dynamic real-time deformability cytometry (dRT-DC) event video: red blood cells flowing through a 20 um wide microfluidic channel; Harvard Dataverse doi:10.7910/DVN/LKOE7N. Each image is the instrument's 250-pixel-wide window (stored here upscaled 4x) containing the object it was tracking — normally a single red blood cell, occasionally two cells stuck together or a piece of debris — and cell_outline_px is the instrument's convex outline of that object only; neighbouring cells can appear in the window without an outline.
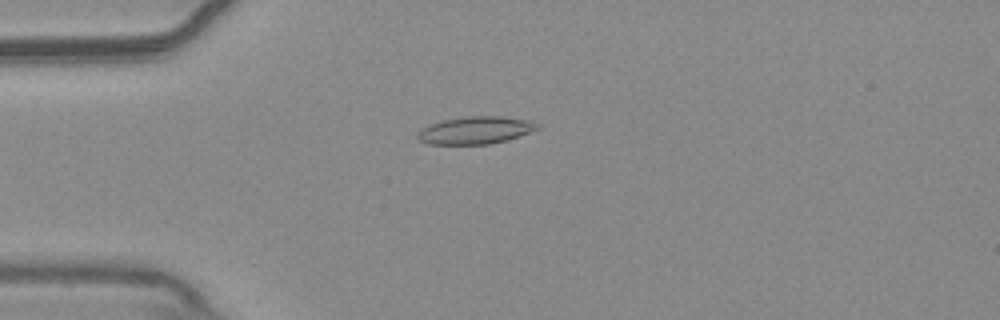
{"species": "common noctule bat (a hibernating species)", "species_latin": "Nyctalus noctula", "temperature_condition": "warm", "stored_images_in_passage": 47, "camera_frame_rate_fps": 3000, "um_per_image_px": 0.085, "animal": {"sex": "male", "body_mass_g": 20.4}, "frame": {"image": 1, "passage_image": 7, "time_ms": 2.0, "image_size_px": [1000, 320], "cell_outline_px": [[540, 128], [508, 140], [488, 144], [428, 144], [420, 140], [416, 136], [416, 132], [420, 128], [444, 120], [468, 116], [500, 116], [524, 120], [540, 124]], "centroid_in_image_um": [40.38, 11.08], "position_along_channel_um": 44.6, "area_um2": 19.02}}
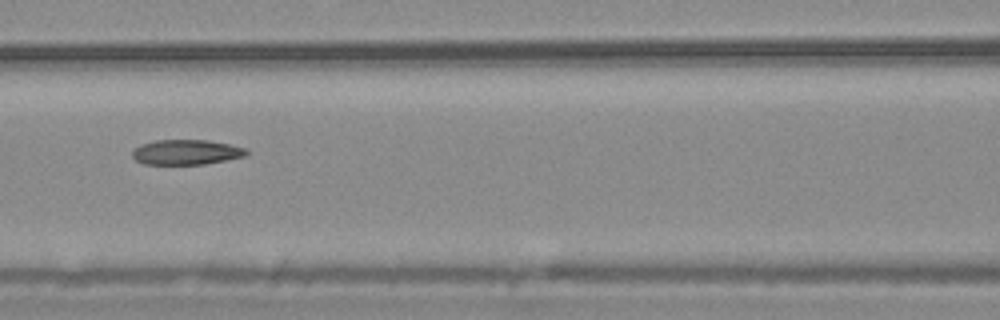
{"frame": {"image": 2, "passage_image": 17, "time_ms": 5.333, "image_size_px": [1000, 320], "cell_outline_px": [[248, 152], [244, 156], [204, 164], [144, 164], [136, 160], [132, 156], [132, 152], [140, 144], [156, 140], [208, 140], [228, 144], [244, 148]], "centroid_in_image_um": [15.79, 12.93], "position_along_channel_um": 150.8, "area_um2": 16.42}}
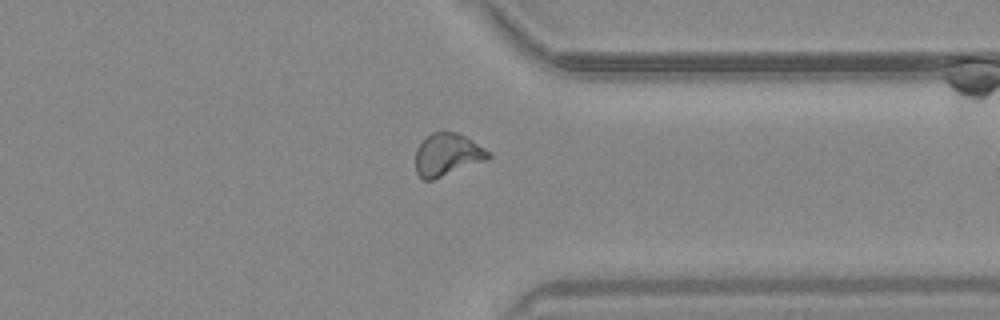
{"frame": {"image": 3, "passage_image": 35, "time_ms": 11.333, "image_size_px": [1000, 320], "cell_outline_px": [[492, 156], [484, 160], [432, 180], [424, 180], [416, 172], [416, 148], [424, 136], [432, 132], [456, 132], [472, 140], [484, 148]], "centroid_in_image_um": [37.96, 13.12], "position_along_channel_um": 373.4, "area_um2": 17.74}, "authors_computed_cell_mechanics": {"area_um2": 17.8024, "velocity_mm_per_s": 3.753, "shape_relaxation_time_tau1_ms": null, "shape_relaxation_time_tau2_ms": 4.0764, "deformation_change_tau1": null, "deformation_change_tau2": 0.0962}}